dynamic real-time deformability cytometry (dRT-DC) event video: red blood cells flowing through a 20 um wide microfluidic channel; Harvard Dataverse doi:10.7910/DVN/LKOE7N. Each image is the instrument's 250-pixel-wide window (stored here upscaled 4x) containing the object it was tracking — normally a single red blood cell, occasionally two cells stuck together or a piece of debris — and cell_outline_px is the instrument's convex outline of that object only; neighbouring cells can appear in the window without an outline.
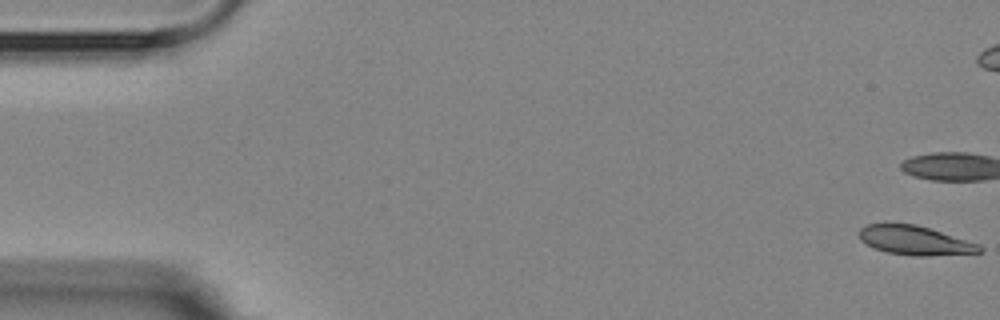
{"species": "Egyptian fruit bat (a non-hibernating species)", "species_latin": "Rousettus aegyptiacus", "temperature_condition": "room temperature", "stored_images_in_passage": 16, "camera_frame_rate_fps": 3000, "um_per_image_px": 0.085, "animal": {"sex": "female"}, "frame": {"image": 1, "passage_image": 1, "time_ms": 0.0, "image_size_px": [1000, 320], "cell_outline_px": [[984, 252], [928, 256], [916, 256], [888, 252], [876, 248], [860, 240], [860, 228], [868, 224], [916, 224], [980, 244], [984, 248]], "centroid_in_image_um": [77.83, 20.44], "position_along_channel_um": 7.2, "area_um2": 20.17}}
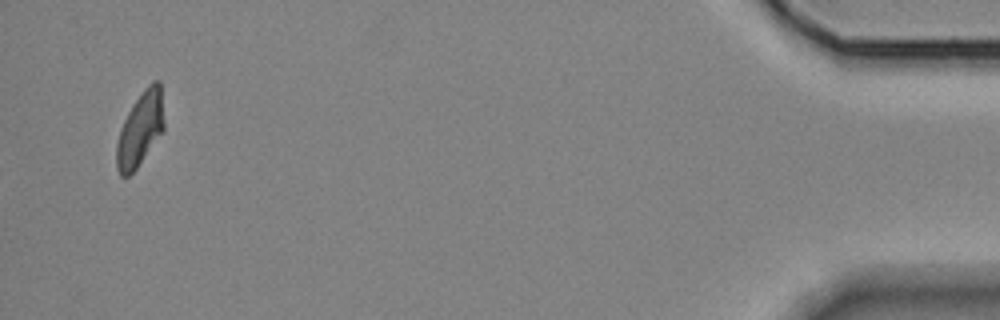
{"frame": {"image": 2, "passage_image": 16, "time_ms": 19.333, "image_size_px": [1000, 320], "cell_outline_px": [[164, 132], [136, 168], [128, 176], [120, 176], [116, 168], [116, 144], [120, 128], [132, 104], [144, 88], [152, 80], [160, 80], [164, 120]], "centroid_in_image_um": [11.92, 10.96], "position_along_channel_um": 423.3, "area_um2": 20.75}}